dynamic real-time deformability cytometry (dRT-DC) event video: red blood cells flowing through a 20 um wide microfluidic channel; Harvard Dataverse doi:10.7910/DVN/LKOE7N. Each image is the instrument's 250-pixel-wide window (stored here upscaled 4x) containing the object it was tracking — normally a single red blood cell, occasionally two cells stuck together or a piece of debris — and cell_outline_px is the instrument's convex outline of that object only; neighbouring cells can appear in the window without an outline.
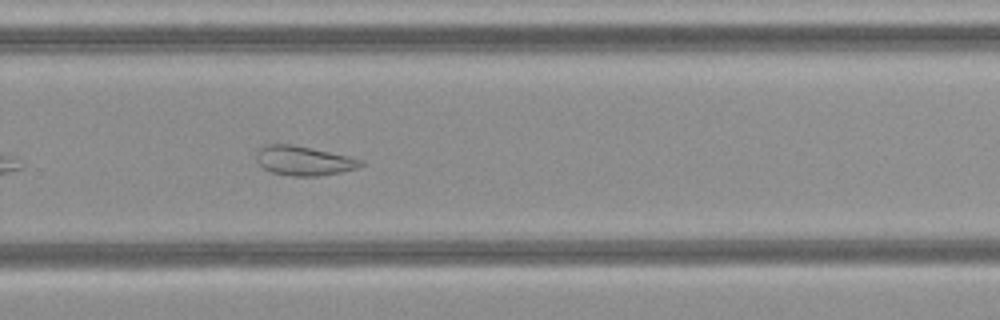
{"species": "common noctule bat (a hibernating species)", "species_latin": "Nyctalus noctula", "temperature_condition": "cold", "stored_images_in_passage": 32, "camera_frame_rate_fps": 3000, "um_per_image_px": 0.085, "animal": {"sex": "female", "body_mass_g": 21.9}, "frame": {"image": 1, "passage_image": 19, "time_ms": 6.0, "image_size_px": [1000, 320], "cell_outline_px": [[364, 164], [356, 168], [340, 172], [316, 176], [292, 176], [272, 172], [264, 168], [256, 160], [256, 152], [264, 144], [292, 144], [348, 156], [364, 160]], "centroid_in_image_um": [25.8, 13.65], "position_along_channel_um": 304.0, "area_um2": 17.74}}
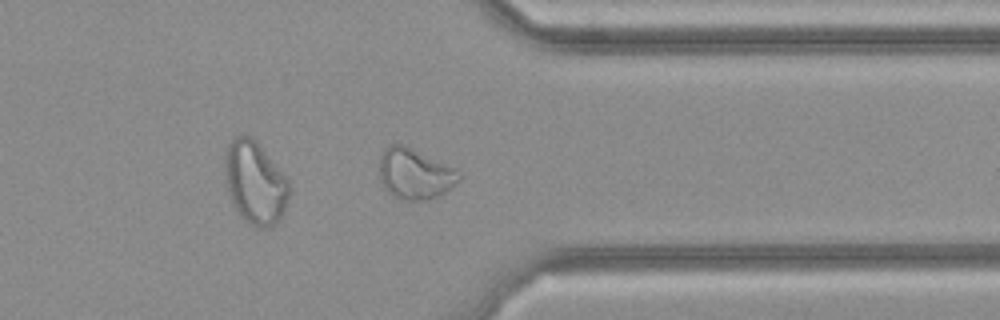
{"frame": {"image": 2, "passage_image": 23, "time_ms": 7.333, "image_size_px": [1000, 320], "cell_outline_px": [[460, 180], [456, 184], [440, 196], [424, 200], [404, 200], [392, 196], [384, 188], [380, 180], [380, 156], [388, 144], [400, 144], [412, 148], [456, 168], [460, 172]], "centroid_in_image_um": [35.27, 14.78], "position_along_channel_um": 376.1, "area_um2": 23.64}}